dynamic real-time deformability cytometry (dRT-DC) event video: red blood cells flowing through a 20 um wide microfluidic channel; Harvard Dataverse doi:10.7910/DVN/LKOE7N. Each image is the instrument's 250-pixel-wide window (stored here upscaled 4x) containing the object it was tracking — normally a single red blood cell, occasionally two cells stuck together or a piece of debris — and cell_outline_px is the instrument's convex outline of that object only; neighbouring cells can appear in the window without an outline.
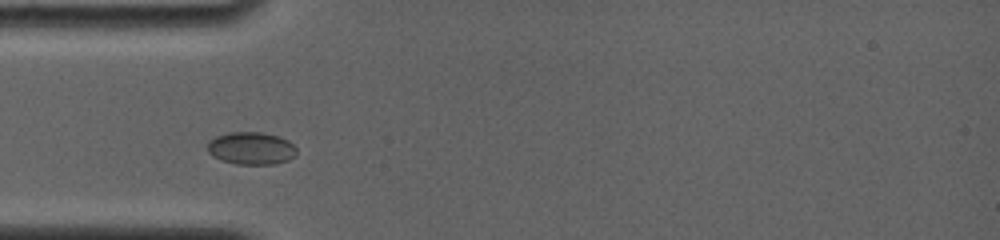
{"species": "common noctule bat (a hibernating species)", "species_latin": "Nyctalus noctula", "temperature_condition": "room temperature", "stored_images_in_passage": 9, "camera_frame_rate_fps": 4000, "um_per_image_px": 0.085, "animal": {"sex": "female", "body_mass_g": 19.0, "forearm_length_mm": 56.7}, "frame": {"image": 1, "passage_image": 2, "time_ms": 1.0, "image_size_px": [1000, 240], "cell_outline_px": [[296, 156], [288, 160], [276, 164], [236, 164], [220, 160], [212, 156], [208, 152], [208, 140], [216, 136], [228, 132], [260, 132], [280, 136], [288, 140], [296, 148]], "centroid_in_image_um": [21.35, 12.6], "position_along_channel_um": 63.7, "area_um2": 17.11}}
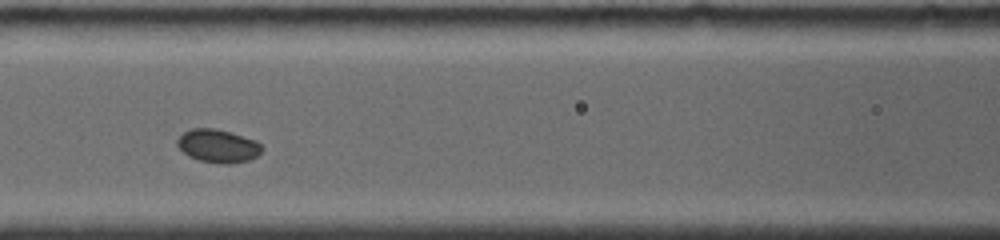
{"frame": {"image": 2, "passage_image": 4, "time_ms": 3.25, "image_size_px": [1000, 240], "cell_outline_px": [[264, 148], [256, 156], [248, 160], [228, 164], [224, 164], [200, 160], [188, 156], [176, 144], [176, 140], [184, 132], [192, 128], [216, 128], [256, 140]], "centroid_in_image_um": [18.52, 12.39], "position_along_channel_um": 148.1, "area_um2": 16.24}}
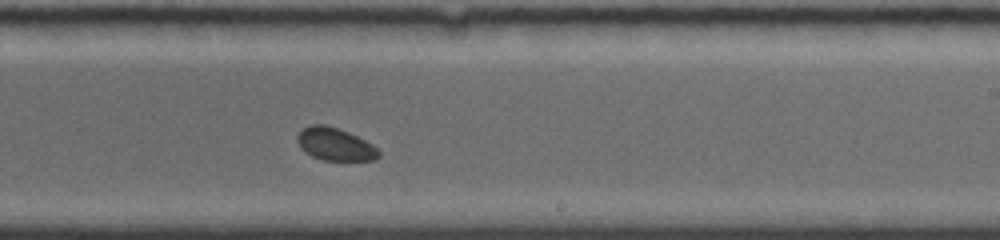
{"frame": {"image": 3, "passage_image": 9, "time_ms": 6.25, "image_size_px": [1000, 240], "cell_outline_px": [[380, 156], [376, 160], [324, 160], [312, 156], [304, 152], [300, 148], [296, 140], [296, 136], [304, 128], [312, 124], [324, 124], [348, 132], [372, 144], [380, 152]], "centroid_in_image_um": [28.46, 12.27], "position_along_channel_um": 260.5, "area_um2": 15.43}}